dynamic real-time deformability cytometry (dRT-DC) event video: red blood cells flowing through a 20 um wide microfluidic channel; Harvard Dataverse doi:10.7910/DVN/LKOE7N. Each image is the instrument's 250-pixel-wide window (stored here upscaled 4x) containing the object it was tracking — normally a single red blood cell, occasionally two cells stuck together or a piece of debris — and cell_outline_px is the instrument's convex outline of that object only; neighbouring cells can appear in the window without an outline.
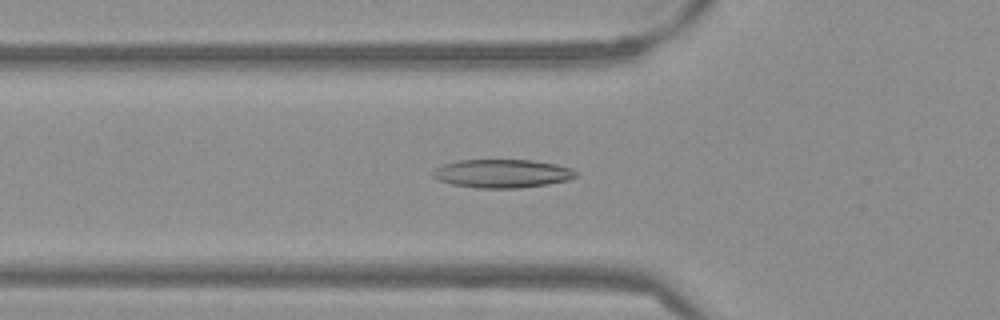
{"species": "Egyptian fruit bat (a non-hibernating species)", "species_latin": "Rousettus aegyptiacus", "temperature_condition": "warm", "stored_images_in_passage": 52, "camera_frame_rate_fps": 3000, "um_per_image_px": 0.085, "frame": {"image": 1, "passage_image": 18, "time_ms": 5.667, "image_size_px": [1000, 320], "cell_outline_px": [[576, 176], [568, 180], [548, 184], [520, 188], [476, 188], [452, 184], [440, 180], [432, 176], [432, 172], [436, 168], [444, 164], [460, 160], [532, 160], [556, 164], [572, 168], [576, 172]], "centroid_in_image_um": [42.7, 14.75], "position_along_channel_um": 83.1, "area_um2": 23.64}}
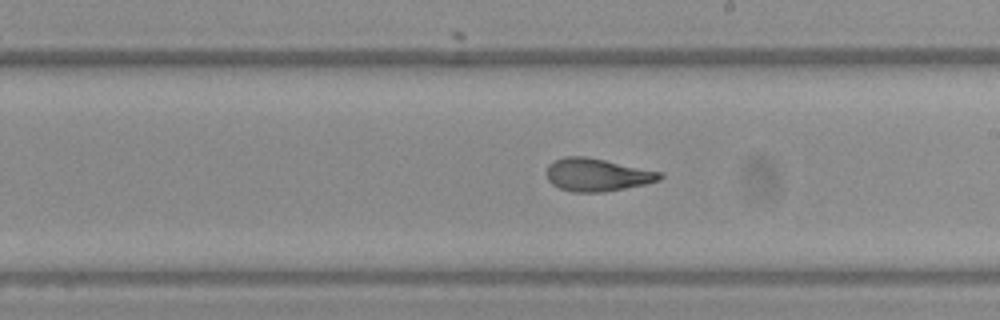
{"frame": {"image": 2, "passage_image": 30, "time_ms": 9.667, "image_size_px": [1000, 320], "cell_outline_px": [[664, 176], [660, 180], [644, 184], [604, 192], [572, 192], [560, 188], [552, 184], [548, 180], [544, 172], [548, 164], [564, 156], [584, 156], [664, 172]], "centroid_in_image_um": [50.74, 14.85], "position_along_channel_um": 238.3, "area_um2": 21.79}}
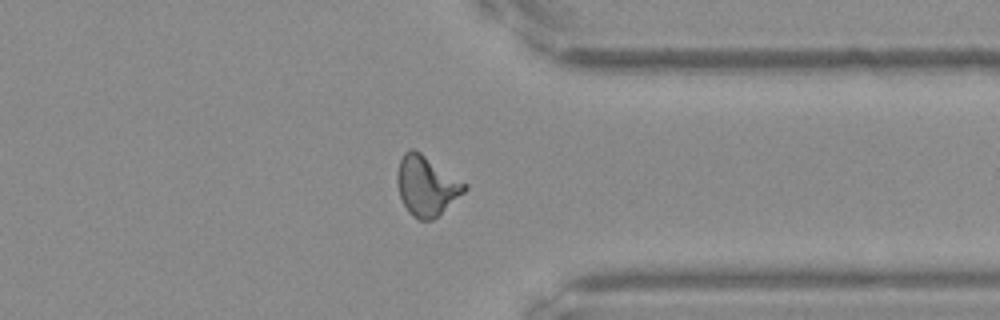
{"frame": {"image": 3, "passage_image": 41, "time_ms": 13.333, "image_size_px": [1000, 320], "cell_outline_px": [[468, 188], [464, 192], [432, 220], [420, 220], [412, 216], [408, 212], [400, 196], [396, 180], [396, 176], [400, 160], [404, 152], [408, 148], [412, 148], [420, 152], [468, 184]], "centroid_in_image_um": [36.24, 15.77], "position_along_channel_um": 375.2, "area_um2": 23.29}, "authors_computed_cell_mechanics": {"area_um2": 22.2819, "velocity_mm_per_s": 3.8498, "shape_relaxation_time_tau1_ms": 7.2667, "shape_relaxation_time_tau2_ms": 1.4908, "deformation_change_tau1": 0.2301, "deformation_change_tau2": 0.0857}}